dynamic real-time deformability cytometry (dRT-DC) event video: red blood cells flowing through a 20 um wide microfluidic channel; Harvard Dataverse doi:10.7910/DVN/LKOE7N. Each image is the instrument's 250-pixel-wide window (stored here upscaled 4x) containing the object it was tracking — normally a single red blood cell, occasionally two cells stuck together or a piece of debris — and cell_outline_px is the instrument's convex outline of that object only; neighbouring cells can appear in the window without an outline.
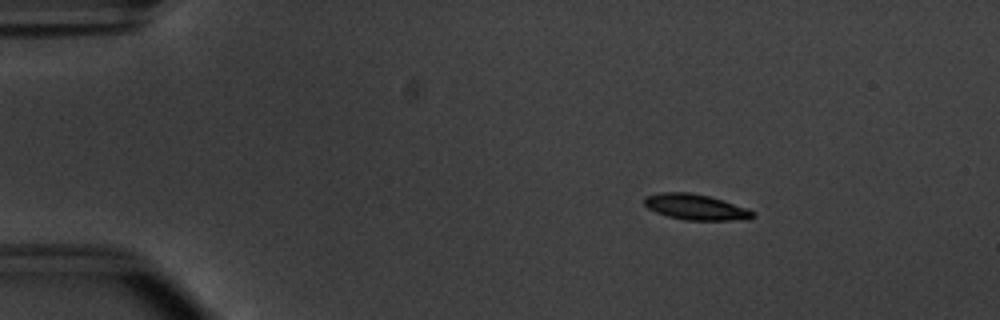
{"species": "common noctule bat (a hibernating species)", "species_latin": "Nyctalus noctula", "temperature_condition": "warm", "stored_images_in_passage": 53, "camera_frame_rate_fps": 3000, "um_per_image_px": 0.085, "animal": {"sex": "male", "body_mass_g": 20.1, "forearm_length_mm": 53.5}, "frame": {"image": 1, "passage_image": 8, "time_ms": 2.333, "image_size_px": [1000, 320], "cell_outline_px": [[756, 216], [752, 220], [684, 220], [668, 216], [656, 212], [648, 208], [644, 204], [644, 196], [660, 192], [688, 192], [708, 196], [724, 200], [748, 208], [756, 212]], "centroid_in_image_um": [59.19, 17.6], "position_along_channel_um": 25.8, "area_um2": 16.53}}
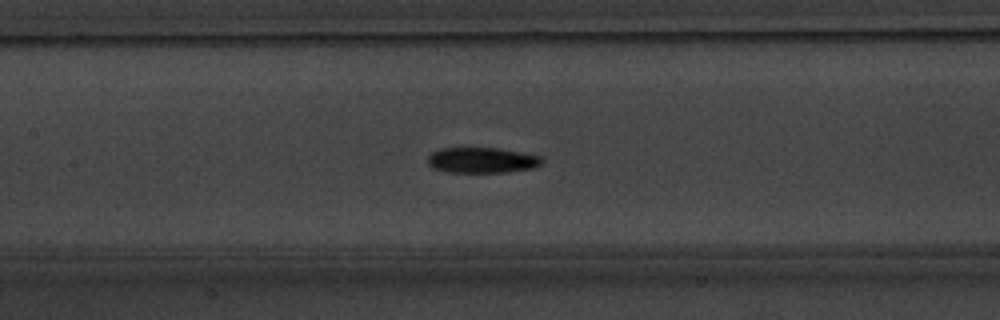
{"frame": {"image": 2, "passage_image": 25, "time_ms": 8.0, "image_size_px": [1000, 320], "cell_outline_px": [[544, 160], [540, 164], [532, 168], [508, 172], [448, 172], [432, 168], [428, 164], [428, 156], [432, 152], [440, 148], [496, 148], [520, 152], [540, 156]], "centroid_in_image_um": [40.94, 13.62], "position_along_channel_um": 166.5, "area_um2": 16.94}}
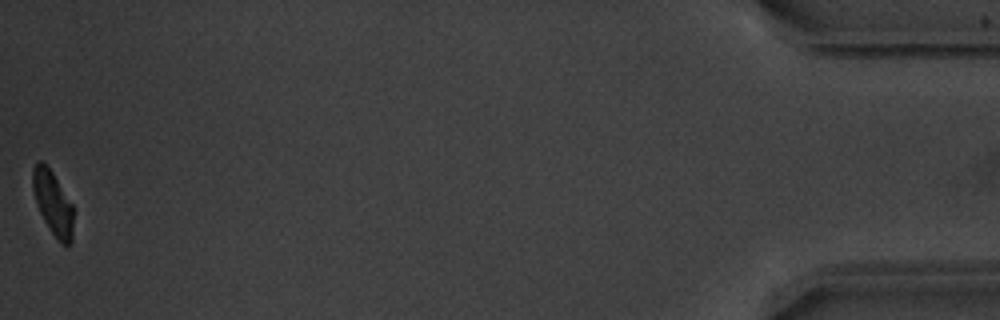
{"frame": {"image": 3, "passage_image": 53, "time_ms": 17.333, "image_size_px": [1000, 320], "cell_outline_px": [[72, 244], [60, 244], [44, 220], [36, 204], [32, 188], [32, 168], [36, 160], [40, 160], [52, 172], [72, 204]], "centroid_in_image_um": [4.46, 17.24], "position_along_channel_um": 430.7, "area_um2": 14.97}, "authors_computed_cell_mechanics": {"area_um2": 16.762, "velocity_mm_per_s": 3.8023, "shape_relaxation_time_tau1_ms": 2.0086, "shape_relaxation_time_tau2_ms": 4.3596, "deformation_change_tau1": 0.1551, "deformation_change_tau2": 0.0922}}